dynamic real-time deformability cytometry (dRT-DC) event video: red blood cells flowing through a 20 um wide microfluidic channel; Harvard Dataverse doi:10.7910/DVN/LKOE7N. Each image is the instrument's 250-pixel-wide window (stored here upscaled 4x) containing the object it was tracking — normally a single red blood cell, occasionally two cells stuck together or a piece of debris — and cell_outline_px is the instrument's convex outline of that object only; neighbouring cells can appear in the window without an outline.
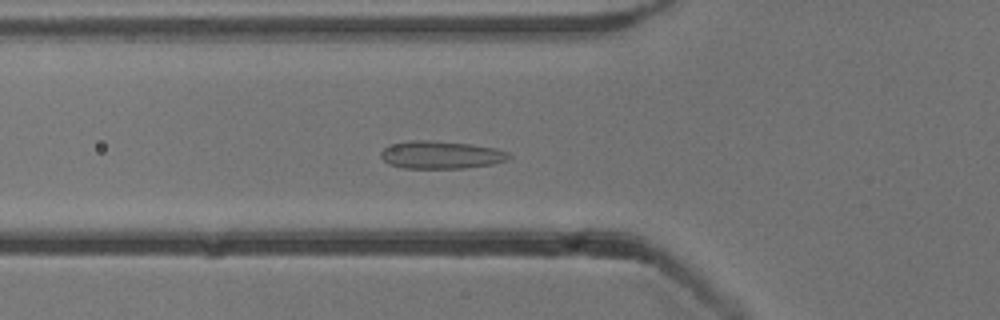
{"species": "common noctule bat (a hibernating species)", "species_latin": "Nyctalus noctula", "temperature_condition": "cold", "stored_images_in_passage": 49, "camera_frame_rate_fps": 3000, "um_per_image_px": 0.085, "animal": {"sex": "male", "body_mass_g": 13.3}, "frame": {"image": 1, "passage_image": 14, "time_ms": 4.333, "image_size_px": [1000, 320], "cell_outline_px": [[512, 156], [508, 160], [492, 164], [464, 168], [404, 168], [388, 164], [380, 156], [380, 152], [388, 144], [412, 140], [432, 140], [472, 144], [496, 148], [508, 152]], "centroid_in_image_um": [37.48, 13.15], "position_along_channel_um": 88.3, "area_um2": 20.92}}
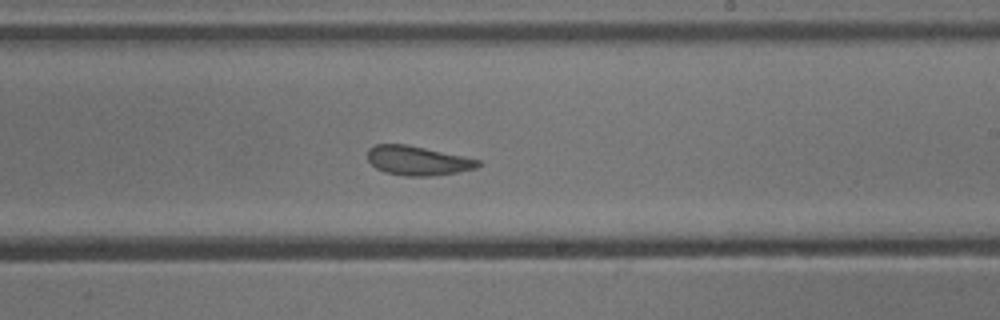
{"frame": {"image": 2, "passage_image": 27, "time_ms": 8.667, "image_size_px": [1000, 320], "cell_outline_px": [[480, 164], [476, 168], [456, 172], [432, 176], [404, 176], [384, 172], [376, 168], [368, 160], [368, 148], [376, 144], [408, 144], [480, 160]], "centroid_in_image_um": [35.47, 13.65], "position_along_channel_um": 253.5, "area_um2": 18.79}}
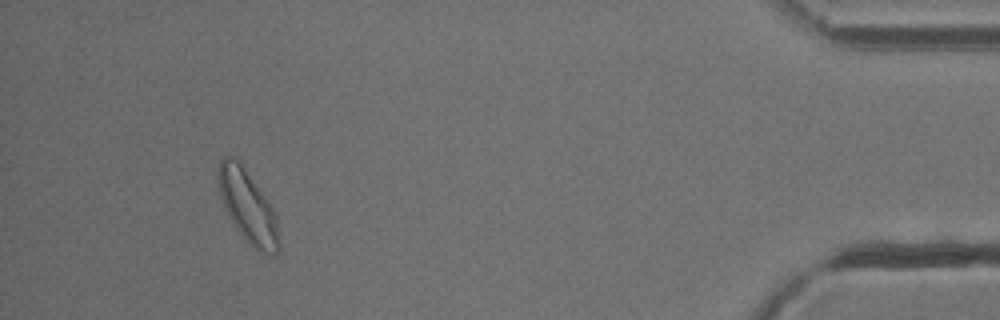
{"frame": {"image": 3, "passage_image": 45, "time_ms": 14.667, "image_size_px": [1000, 320], "cell_outline_px": [[280, 248], [276, 256], [260, 252], [248, 244], [232, 224], [224, 204], [220, 192], [216, 176], [220, 160], [224, 156], [232, 156], [240, 160], [276, 212], [280, 240]], "centroid_in_image_um": [21.09, 17.57], "position_along_channel_um": 414.1, "area_um2": 26.13}, "authors_computed_cell_mechanics": {"area_um2": 20.3456, "velocity_mm_per_s": 3.8125, "shape_relaxation_time_tau1_ms": 8.8008, "shape_relaxation_time_tau2_ms": 0.8476, "deformation_change_tau1": 0.1323, "deformation_change_tau2": 0.0753}}